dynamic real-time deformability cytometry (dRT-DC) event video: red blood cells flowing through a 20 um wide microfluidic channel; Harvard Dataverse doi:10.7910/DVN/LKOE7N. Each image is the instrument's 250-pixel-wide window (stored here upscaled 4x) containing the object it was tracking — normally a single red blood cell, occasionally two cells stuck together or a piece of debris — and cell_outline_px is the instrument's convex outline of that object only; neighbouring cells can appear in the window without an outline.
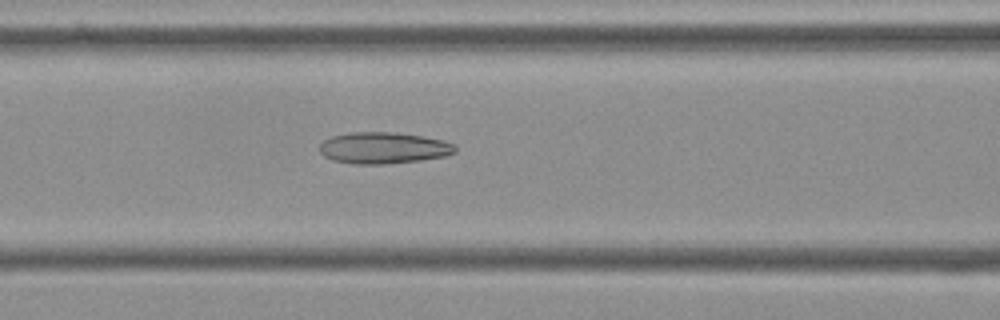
{"species": "Egyptian fruit bat (a non-hibernating species)", "species_latin": "Rousettus aegyptiacus", "temperature_condition": "cold", "stored_images_in_passage": 7, "camera_frame_rate_fps": 3000, "um_per_image_px": 0.085, "frame": {"image": 1, "passage_image": 7, "time_ms": 2.0, "image_size_px": [1000, 320], "cell_outline_px": [[456, 152], [444, 156], [420, 160], [384, 164], [352, 164], [332, 160], [324, 156], [320, 152], [320, 144], [324, 140], [332, 136], [348, 132], [392, 132], [424, 136], [444, 140], [456, 144]], "centroid_in_image_um": [32.6, 12.57], "position_along_channel_um": 134.0, "area_um2": 25.03}}